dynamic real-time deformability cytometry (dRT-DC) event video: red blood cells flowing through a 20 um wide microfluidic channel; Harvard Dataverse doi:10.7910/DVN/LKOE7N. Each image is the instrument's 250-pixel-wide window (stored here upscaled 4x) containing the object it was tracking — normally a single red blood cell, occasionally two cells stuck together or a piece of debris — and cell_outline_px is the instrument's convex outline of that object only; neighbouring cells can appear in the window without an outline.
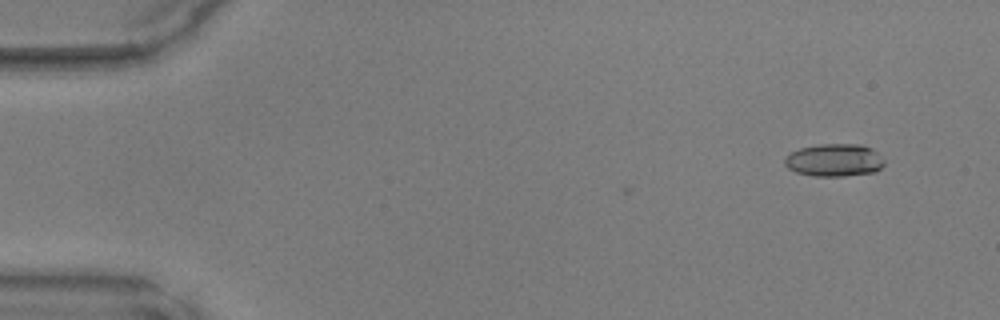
{"species": "common noctule bat (a hibernating species)", "species_latin": "Nyctalus noctula", "temperature_condition": "warm", "stored_images_in_passage": 4, "camera_frame_rate_fps": 3000, "um_per_image_px": 0.085, "animal": {"sex": "male", "body_mass_g": 17.9, "forearm_length_mm": 54.2}, "frame": {"image": 1, "passage_image": 4, "time_ms": 1.0, "image_size_px": [1000, 320], "cell_outline_px": [[884, 164], [876, 172], [844, 176], [812, 176], [796, 172], [788, 168], [784, 164], [784, 160], [792, 152], [800, 148], [820, 144], [860, 144], [872, 148], [884, 160]], "centroid_in_image_um": [70.93, 13.62], "position_along_channel_um": 14.1, "area_um2": 18.96}}